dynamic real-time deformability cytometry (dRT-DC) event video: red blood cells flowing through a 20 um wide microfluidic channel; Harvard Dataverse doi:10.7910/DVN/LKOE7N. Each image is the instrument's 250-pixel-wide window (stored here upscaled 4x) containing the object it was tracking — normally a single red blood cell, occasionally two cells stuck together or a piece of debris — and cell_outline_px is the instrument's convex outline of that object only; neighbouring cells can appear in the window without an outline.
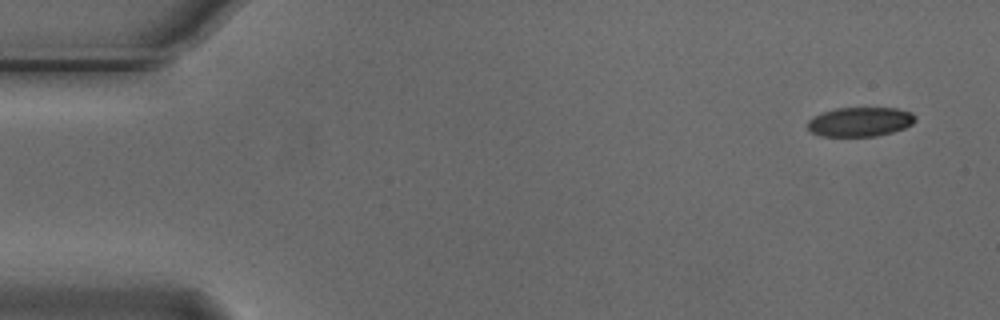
{"species": "Egyptian fruit bat (a non-hibernating species)", "species_latin": "Rousettus aegyptiacus", "temperature_condition": "cold", "stored_images_in_passage": 49, "camera_frame_rate_fps": 3000, "um_per_image_px": 0.085, "animal": {"sex": "male"}, "frame": {"image": 1, "passage_image": 1, "time_ms": 0.0, "image_size_px": [1000, 320], "cell_outline_px": [[916, 120], [912, 124], [904, 128], [892, 132], [876, 136], [820, 136], [812, 132], [808, 128], [808, 120], [812, 116], [836, 108], [896, 108], [912, 112], [916, 116]], "centroid_in_image_um": [73.12, 10.35], "position_along_channel_um": 11.9, "area_um2": 18.44}}
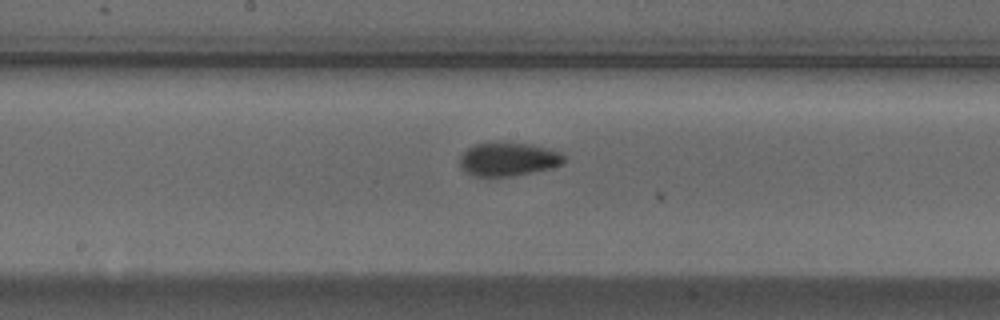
{"frame": {"image": 2, "passage_image": 26, "time_ms": 8.333, "image_size_px": [1000, 320], "cell_outline_px": [[564, 160], [560, 164], [552, 168], [512, 176], [472, 176], [460, 168], [460, 156], [468, 148], [476, 144], [496, 140], [532, 144], [548, 148], [560, 152], [564, 156]], "centroid_in_image_um": [43.17, 13.5], "position_along_channel_um": 205.0, "area_um2": 20.75}}
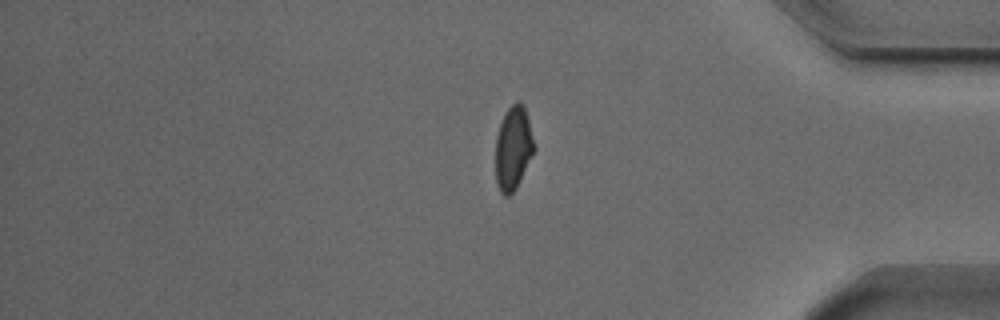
{"frame": {"image": 3, "passage_image": 43, "time_ms": 14.0, "image_size_px": [1000, 320], "cell_outline_px": [[536, 148], [516, 188], [508, 196], [504, 196], [500, 192], [496, 180], [496, 136], [504, 112], [516, 100], [520, 100], [524, 104]], "centroid_in_image_um": [43.63, 12.55], "position_along_channel_um": 391.6, "area_um2": 18.9}, "authors_computed_cell_mechanics": {"area_um2": 19.941, "velocity_mm_per_s": 3.7507, "shape_relaxation_time_tau1_ms": 3.8541, "shape_relaxation_time_tau2_ms": 3.3039, "deformation_change_tau1": 0.1088, "deformation_change_tau2": 0.0695}}